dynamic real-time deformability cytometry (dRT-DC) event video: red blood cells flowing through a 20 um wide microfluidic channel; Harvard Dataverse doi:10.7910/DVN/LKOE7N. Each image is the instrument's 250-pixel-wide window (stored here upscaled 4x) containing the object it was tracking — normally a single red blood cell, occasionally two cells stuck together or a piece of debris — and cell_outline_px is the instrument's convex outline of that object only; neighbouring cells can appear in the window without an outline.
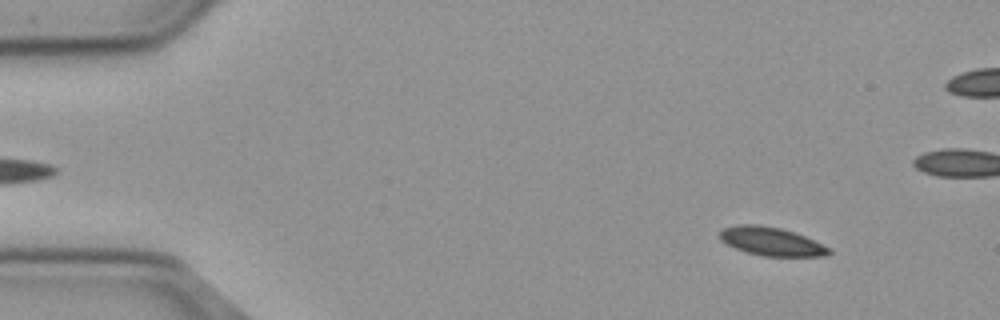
{"species": "common noctule bat (a hibernating species)", "species_latin": "Nyctalus noctula", "temperature_condition": "cold", "stored_images_in_passage": 57, "camera_frame_rate_fps": 3000, "um_per_image_px": 0.085, "animal": {"sex": "male", "body_mass_g": 23.1, "forearm_length_mm": 52.7}, "frame": {"image": 1, "passage_image": 6, "time_ms": 1.667, "image_size_px": [1000, 320], "cell_outline_px": [[832, 252], [828, 256], [760, 256], [744, 252], [720, 240], [720, 232], [724, 228], [740, 224], [756, 224], [780, 228], [804, 236], [832, 248]], "centroid_in_image_um": [65.59, 20.54], "position_along_channel_um": 19.4, "area_um2": 18.09}}
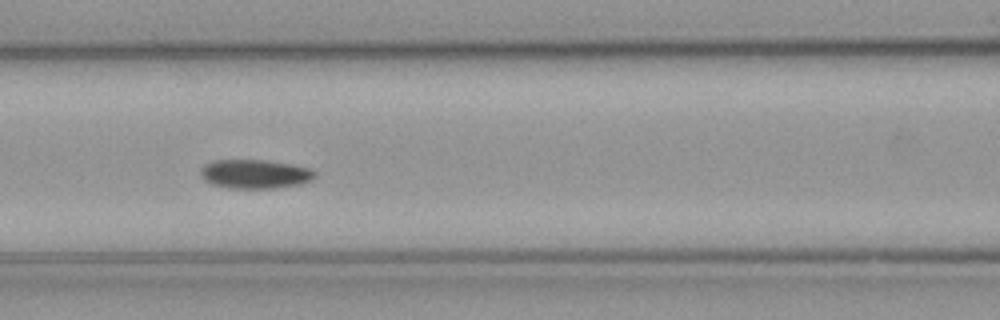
{"frame": {"image": 2, "passage_image": 24, "time_ms": 7.667, "image_size_px": [1000, 320], "cell_outline_px": [[316, 176], [312, 180], [300, 184], [276, 188], [228, 188], [212, 184], [204, 180], [200, 176], [200, 168], [204, 164], [212, 160], [264, 160], [288, 164], [308, 168], [316, 172]], "centroid_in_image_um": [21.63, 14.79], "position_along_channel_um": 145.0, "area_um2": 19.36}}
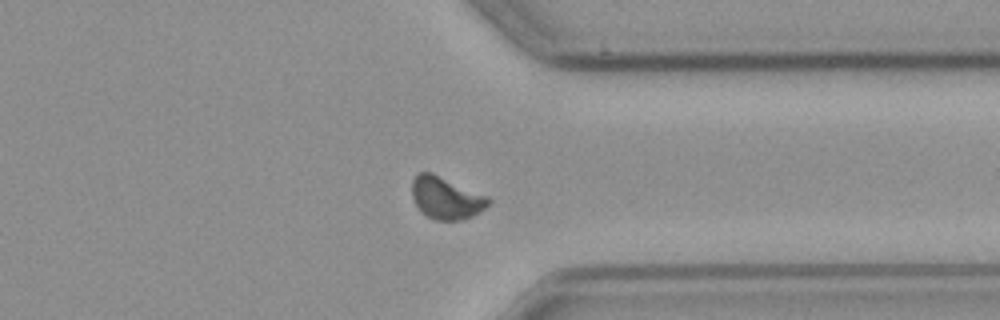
{"frame": {"image": 3, "passage_image": 43, "time_ms": 14.0, "image_size_px": [1000, 320], "cell_outline_px": [[492, 200], [480, 212], [472, 216], [460, 220], [436, 220], [420, 212], [412, 196], [412, 180], [420, 172], [432, 172], [488, 196]], "centroid_in_image_um": [37.92, 16.82], "position_along_channel_um": 373.5, "area_um2": 18.79}, "authors_computed_cell_mechanics": {"area_um2": 18.6116, "velocity_mm_per_s": 3.6563, "shape_relaxation_time_tau1_ms": 4.6395, "shape_relaxation_time_tau2_ms": null, "deformation_change_tau1": 0.0667, "deformation_change_tau2": null}}